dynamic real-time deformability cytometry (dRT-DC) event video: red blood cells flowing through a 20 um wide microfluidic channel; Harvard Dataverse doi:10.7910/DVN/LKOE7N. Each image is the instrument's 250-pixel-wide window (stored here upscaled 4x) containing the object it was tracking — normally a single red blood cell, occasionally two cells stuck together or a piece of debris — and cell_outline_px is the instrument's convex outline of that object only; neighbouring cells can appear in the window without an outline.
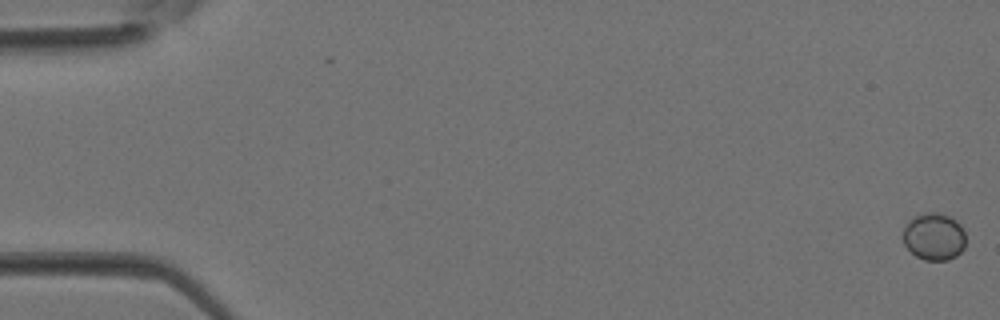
{"species": "Egyptian fruit bat (a non-hibernating species)", "species_latin": "Rousettus aegyptiacus", "temperature_condition": "room temperature", "stored_images_in_passage": 39, "camera_frame_rate_fps": 3000, "um_per_image_px": 0.085, "animal": {"sex": "female"}, "frame": {"image": 1, "passage_image": 1, "time_ms": 0.0, "image_size_px": [1000, 320], "cell_outline_px": [[964, 248], [956, 256], [948, 260], [924, 260], [916, 256], [904, 244], [904, 228], [908, 220], [912, 216], [928, 212], [936, 212], [948, 216], [956, 220], [960, 224], [964, 232]], "centroid_in_image_um": [79.38, 20.1], "position_along_channel_um": 5.6, "area_um2": 17.22}}
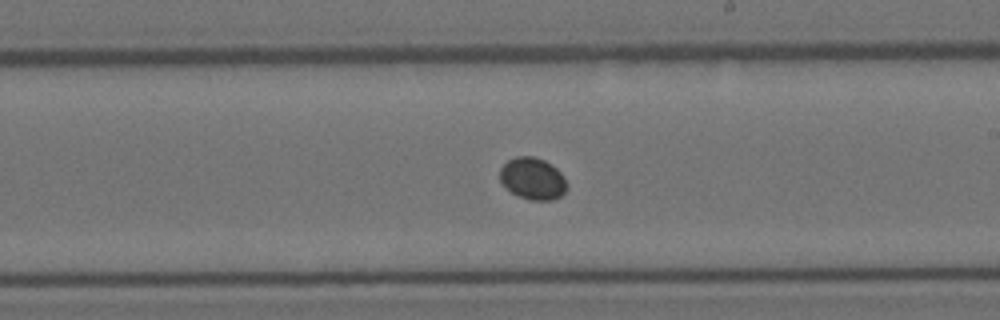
{"frame": {"image": 2, "passage_image": 23, "time_ms": 7.333, "image_size_px": [1000, 320], "cell_outline_px": [[568, 188], [560, 196], [552, 200], [528, 200], [516, 196], [500, 180], [500, 168], [508, 160], [516, 156], [532, 156], [544, 160], [552, 164], [564, 176], [568, 184]], "centroid_in_image_um": [45.3, 15.18], "position_along_channel_um": 243.7, "area_um2": 16.47}}
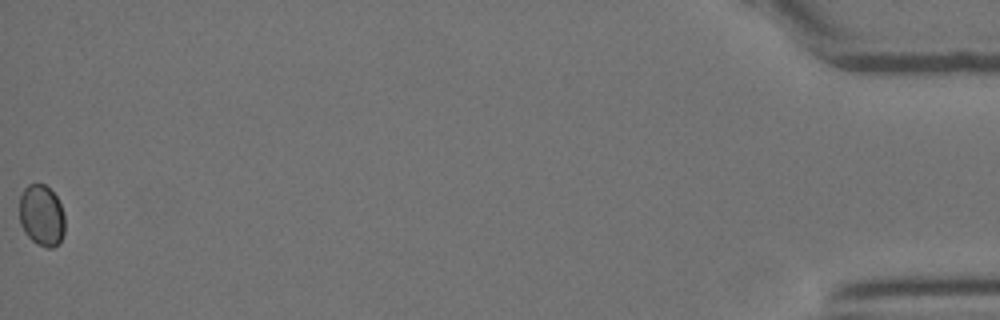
{"frame": {"image": 3, "passage_image": 39, "time_ms": 12.667, "image_size_px": [1000, 320], "cell_outline_px": [[64, 232], [60, 244], [52, 248], [48, 248], [36, 244], [24, 232], [20, 224], [20, 196], [24, 188], [28, 184], [44, 184], [56, 196], [60, 204], [64, 216]], "centroid_in_image_um": [3.54, 18.34], "position_along_channel_um": 431.7, "area_um2": 16.3}}